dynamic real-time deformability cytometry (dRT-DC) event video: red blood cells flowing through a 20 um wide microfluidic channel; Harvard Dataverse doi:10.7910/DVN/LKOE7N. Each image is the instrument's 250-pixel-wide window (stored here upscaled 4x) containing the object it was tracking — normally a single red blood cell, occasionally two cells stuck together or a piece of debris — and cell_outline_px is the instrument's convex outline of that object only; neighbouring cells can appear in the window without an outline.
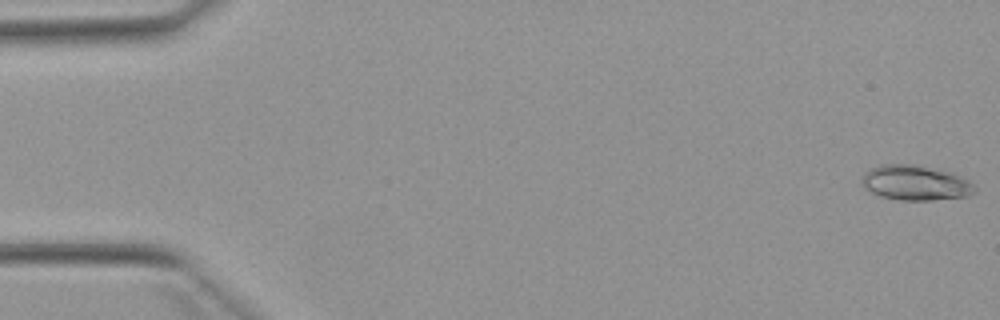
{"species": "Egyptian fruit bat (a non-hibernating species)", "species_latin": "Rousettus aegyptiacus", "temperature_condition": "warm", "stored_images_in_passage": 17, "camera_frame_rate_fps": 3000, "um_per_image_px": 0.085, "animal": {"sex": "female"}, "frame": {"image": 1, "passage_image": 1, "time_ms": 0.0, "image_size_px": [1000, 320], "cell_outline_px": [[976, 192], [968, 196], [932, 200], [900, 200], [880, 196], [864, 188], [860, 184], [860, 180], [864, 172], [868, 168], [880, 164], [916, 164], [952, 172], [968, 180], [976, 188]], "centroid_in_image_um": [77.77, 15.53], "position_along_channel_um": 7.2, "area_um2": 23.41}}
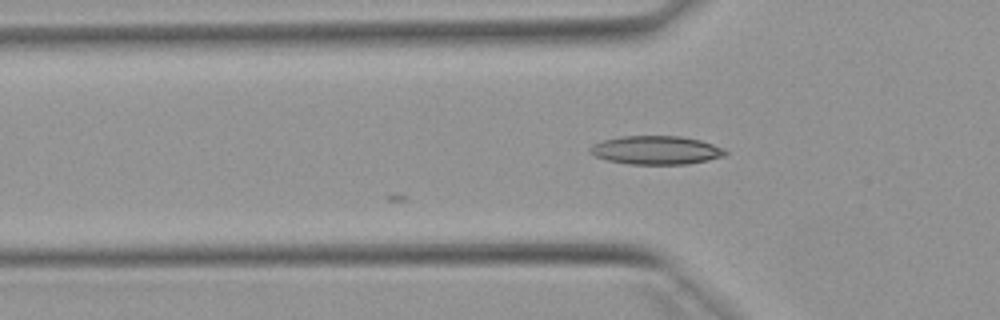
{"frame": {"image": 2, "passage_image": 17, "time_ms": 5.333, "image_size_px": [1000, 320], "cell_outline_px": [[728, 152], [724, 156], [708, 160], [688, 164], [628, 164], [608, 160], [596, 156], [588, 152], [588, 148], [592, 144], [604, 140], [620, 136], [680, 136], [700, 140], [724, 148]], "centroid_in_image_um": [55.76, 12.76], "position_along_channel_um": 70.0, "area_um2": 22.54}}